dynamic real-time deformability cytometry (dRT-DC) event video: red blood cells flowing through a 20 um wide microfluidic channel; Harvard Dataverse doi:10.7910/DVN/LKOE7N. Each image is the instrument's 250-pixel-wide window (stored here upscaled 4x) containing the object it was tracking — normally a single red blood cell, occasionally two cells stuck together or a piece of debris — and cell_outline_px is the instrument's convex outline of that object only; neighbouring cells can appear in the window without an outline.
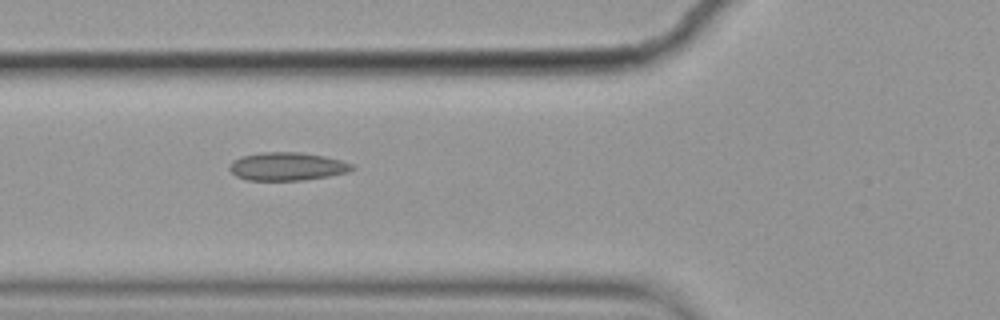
{"species": "common noctule bat (a hibernating species)", "species_latin": "Nyctalus noctula", "temperature_condition": "cold", "stored_images_in_passage": 8, "camera_frame_rate_fps": 3000, "um_per_image_px": 0.085, "animal": {"sex": "female", "body_mass_g": 19.9}, "frame": {"image": 1, "passage_image": 6, "time_ms": 1.667, "image_size_px": [1000, 320], "cell_outline_px": [[356, 168], [348, 172], [328, 176], [304, 180], [248, 180], [236, 176], [228, 168], [228, 164], [232, 160], [240, 156], [260, 152], [300, 152], [324, 156], [340, 160], [352, 164]], "centroid_in_image_um": [24.37, 14.14], "position_along_channel_um": 101.4, "area_um2": 20.23}}
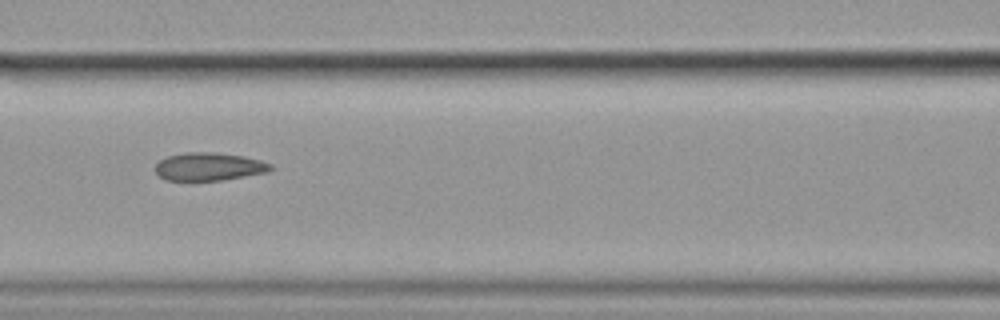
{"frame": {"image": 2, "passage_image": 7, "time_ms": 2.0, "image_size_px": [1000, 320], "cell_outline_px": [[276, 168], [268, 172], [224, 180], [164, 180], [152, 168], [160, 160], [168, 156], [188, 152], [216, 152], [244, 156], [260, 160], [272, 164]], "centroid_in_image_um": [17.79, 14.16], "position_along_channel_um": 148.8, "area_um2": 19.02}}
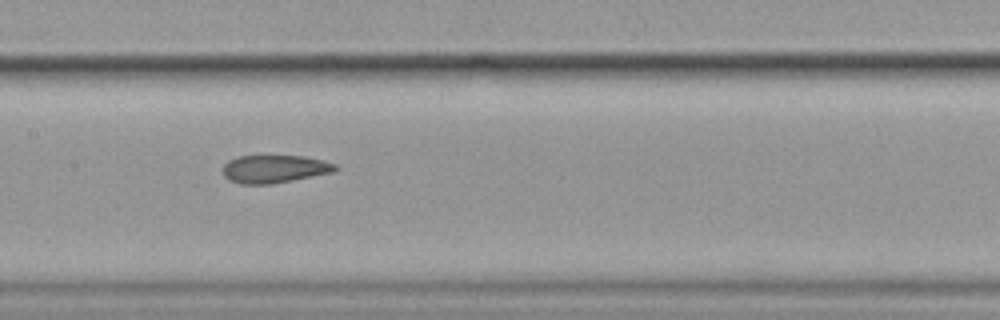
{"frame": {"image": 3, "passage_image": 8, "time_ms": 2.333, "image_size_px": [1000, 320], "cell_outline_px": [[340, 168], [332, 172], [272, 184], [240, 184], [228, 180], [224, 176], [224, 164], [228, 160], [236, 156], [304, 156], [324, 160], [336, 164]], "centroid_in_image_um": [23.32, 14.36], "position_along_channel_um": 184.1, "area_um2": 18.32}}